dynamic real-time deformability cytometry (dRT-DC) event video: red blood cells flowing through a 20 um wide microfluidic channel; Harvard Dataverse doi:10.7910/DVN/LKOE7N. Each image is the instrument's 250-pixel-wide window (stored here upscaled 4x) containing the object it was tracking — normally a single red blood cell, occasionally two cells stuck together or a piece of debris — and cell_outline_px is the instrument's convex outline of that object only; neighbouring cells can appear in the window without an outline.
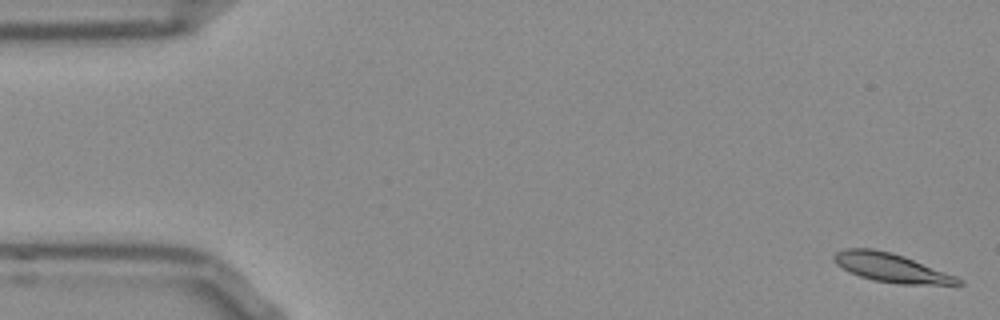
{"species": "Egyptian fruit bat (a non-hibernating species)", "species_latin": "Rousettus aegyptiacus", "temperature_condition": "room temperature", "stored_images_in_passage": 54, "camera_frame_rate_fps": 3000, "um_per_image_px": 0.085, "frame": {"image": 1, "passage_image": 1, "time_ms": 0.0, "image_size_px": [1000, 320], "cell_outline_px": [[964, 284], [896, 284], [872, 280], [860, 276], [836, 264], [832, 260], [832, 256], [836, 252], [844, 248], [872, 248], [892, 252], [904, 256], [956, 276], [964, 280]], "centroid_in_image_um": [75.73, 22.75], "position_along_channel_um": 9.3, "area_um2": 20.81}}
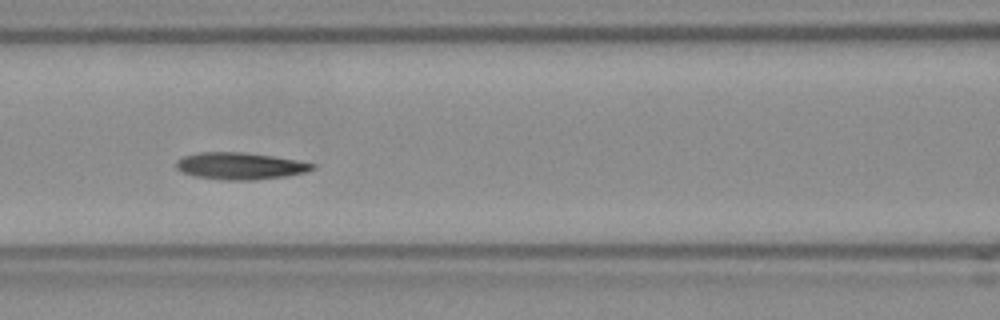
{"frame": {"image": 2, "passage_image": 22, "time_ms": 7.0, "image_size_px": [1000, 320], "cell_outline_px": [[316, 168], [304, 172], [288, 176], [256, 180], [220, 180], [196, 176], [184, 172], [176, 168], [176, 160], [184, 156], [200, 152], [244, 152], [272, 156], [296, 160], [316, 164]], "centroid_in_image_um": [20.42, 14.11], "position_along_channel_um": 146.2, "area_um2": 21.39}}
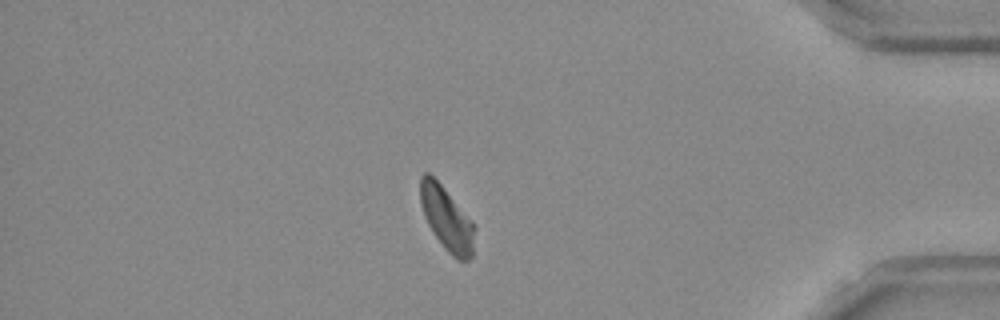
{"frame": {"image": 3, "passage_image": 45, "time_ms": 14.667, "image_size_px": [1000, 320], "cell_outline_px": [[476, 228], [472, 256], [468, 260], [456, 260], [444, 248], [432, 232], [424, 216], [420, 200], [420, 176], [424, 172], [428, 172], [444, 188], [472, 220]], "centroid_in_image_um": [37.98, 18.61], "position_along_channel_um": 397.2, "area_um2": 20.23}, "authors_computed_cell_mechanics": {"area_um2": 20.808, "velocity_mm_per_s": 3.7799, "shape_relaxation_time_tau1_ms": 5.6768, "shape_relaxation_time_tau2_ms": 8.3107, "deformation_change_tau1": 0.1427, "deformation_change_tau2": 0.1451}}